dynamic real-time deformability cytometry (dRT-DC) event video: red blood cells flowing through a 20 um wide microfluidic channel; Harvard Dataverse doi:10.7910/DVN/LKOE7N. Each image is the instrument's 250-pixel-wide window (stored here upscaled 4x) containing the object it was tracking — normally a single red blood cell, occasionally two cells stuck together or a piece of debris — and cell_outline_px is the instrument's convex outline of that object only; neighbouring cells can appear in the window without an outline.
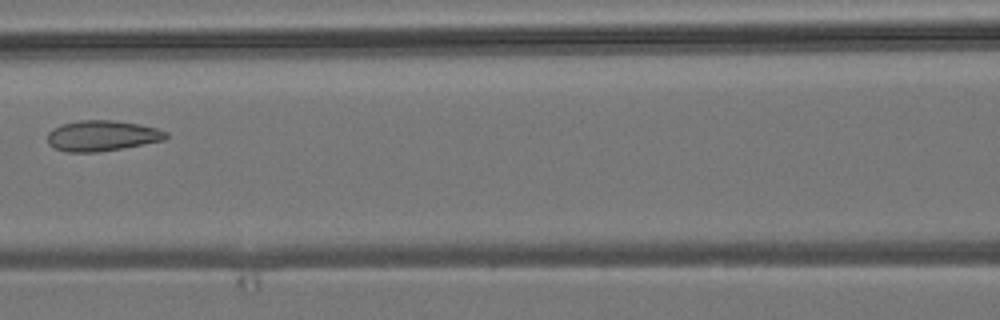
{"species": "common noctule bat (a hibernating species)", "species_latin": "Nyctalus noctula", "temperature_condition": "room temperature", "stored_images_in_passage": 4, "camera_frame_rate_fps": 3000, "um_per_image_px": 0.085, "animal": {"sex": "male", "body_mass_g": 19.2, "forearm_length_mm": 51.8}, "frame": {"image": 1, "passage_image": 4, "time_ms": 3.333, "image_size_px": [1000, 320], "cell_outline_px": [[168, 136], [164, 140], [100, 152], [68, 152], [56, 148], [48, 144], [48, 132], [52, 128], [60, 124], [80, 120], [112, 120], [140, 124], [156, 128], [168, 132]], "centroid_in_image_um": [8.66, 11.53], "position_along_channel_um": 157.9, "area_um2": 21.15}}